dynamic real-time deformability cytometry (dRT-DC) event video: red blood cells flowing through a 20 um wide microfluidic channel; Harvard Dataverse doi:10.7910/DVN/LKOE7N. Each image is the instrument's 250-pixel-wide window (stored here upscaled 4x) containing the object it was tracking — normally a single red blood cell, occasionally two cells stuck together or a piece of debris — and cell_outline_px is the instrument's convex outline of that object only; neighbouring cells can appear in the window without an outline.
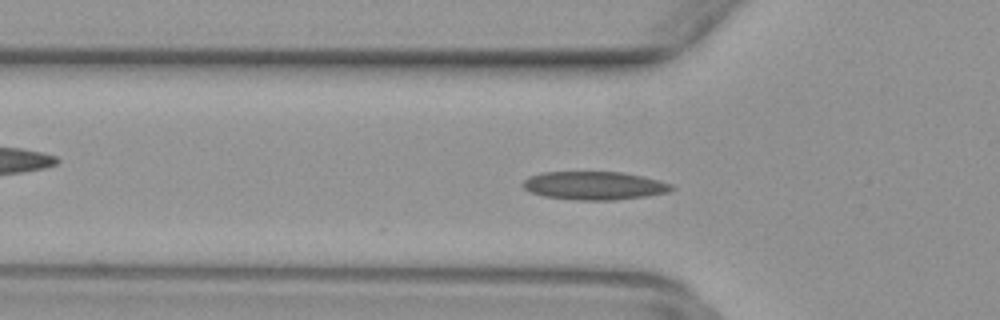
{"species": "common noctule bat (a hibernating species)", "species_latin": "Nyctalus noctula", "temperature_condition": "warm", "stored_images_in_passage": 49, "camera_frame_rate_fps": 3000, "um_per_image_px": 0.085, "animal": {"sex": "female", "body_mass_g": 29.2, "forearm_length_mm": 56.3}, "frame": {"image": 1, "passage_image": 16, "time_ms": 5.0, "image_size_px": [1000, 320], "cell_outline_px": [[676, 188], [668, 192], [648, 196], [616, 200], [576, 200], [544, 196], [528, 192], [520, 184], [528, 176], [540, 172], [620, 172], [640, 176], [672, 184]], "centroid_in_image_um": [50.46, 15.78], "position_along_channel_um": 75.3, "area_um2": 24.62}}
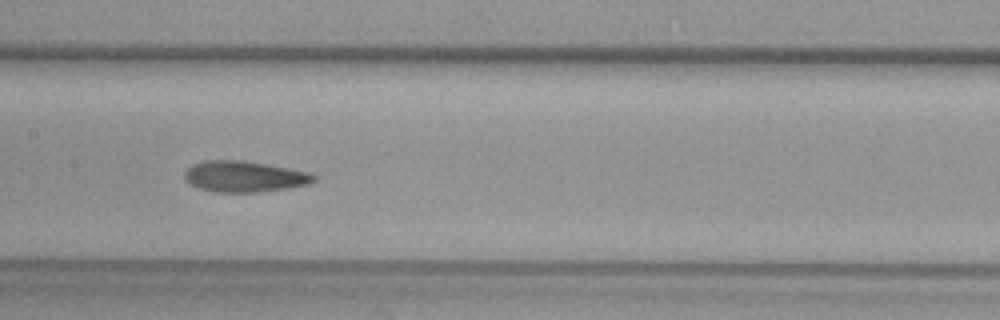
{"frame": {"image": 2, "passage_image": 24, "time_ms": 7.667, "image_size_px": [1000, 320], "cell_outline_px": [[316, 180], [308, 184], [288, 188], [256, 192], [216, 192], [200, 188], [184, 180], [184, 172], [192, 164], [204, 160], [244, 160], [288, 168], [308, 172], [316, 176]], "centroid_in_image_um": [20.75, 14.99], "position_along_channel_um": 186.7, "area_um2": 23.29}}
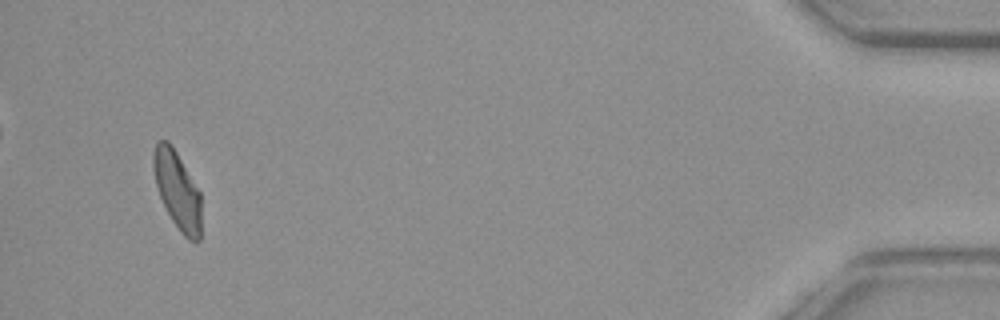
{"frame": {"image": 3, "passage_image": 47, "time_ms": 15.333, "image_size_px": [1000, 320], "cell_outline_px": [[200, 240], [196, 244], [188, 240], [180, 232], [172, 220], [160, 196], [156, 184], [152, 168], [152, 156], [156, 144], [160, 140], [168, 140], [176, 152], [200, 192]], "centroid_in_image_um": [15.07, 16.19], "position_along_channel_um": 420.1, "area_um2": 21.5}}